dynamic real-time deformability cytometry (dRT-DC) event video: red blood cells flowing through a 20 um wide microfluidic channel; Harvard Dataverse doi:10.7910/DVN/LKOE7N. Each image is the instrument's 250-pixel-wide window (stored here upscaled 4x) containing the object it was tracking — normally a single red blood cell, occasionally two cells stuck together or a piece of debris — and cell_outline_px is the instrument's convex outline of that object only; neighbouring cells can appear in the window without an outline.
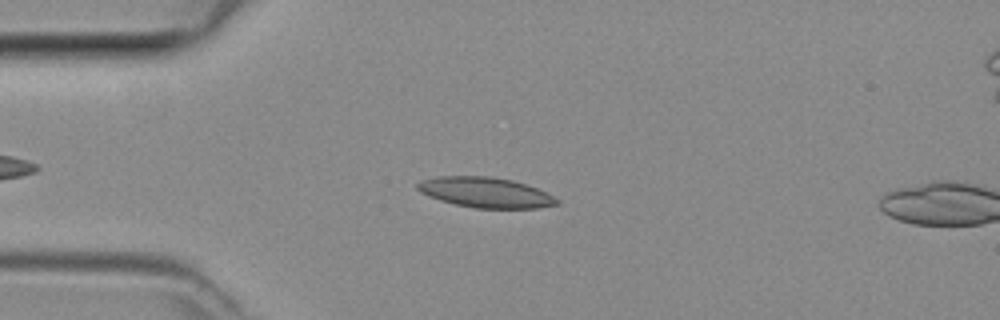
{"species": "common noctule bat (a hibernating species)", "species_latin": "Nyctalus noctula", "temperature_condition": "room temperature", "stored_images_in_passage": 9, "camera_frame_rate_fps": 3000, "um_per_image_px": 0.085, "animal": {"sex": "female", "body_mass_g": 29.2, "forearm_length_mm": 56.3}, "frame": {"image": 1, "passage_image": 7, "time_ms": 2.0, "image_size_px": [1000, 320], "cell_outline_px": [[560, 204], [536, 208], [476, 208], [456, 204], [440, 200], [428, 196], [420, 192], [416, 188], [416, 184], [424, 180], [440, 176], [488, 176], [512, 180], [536, 188], [560, 200]], "centroid_in_image_um": [41.26, 16.36], "position_along_channel_um": 43.7, "area_um2": 24.33}}